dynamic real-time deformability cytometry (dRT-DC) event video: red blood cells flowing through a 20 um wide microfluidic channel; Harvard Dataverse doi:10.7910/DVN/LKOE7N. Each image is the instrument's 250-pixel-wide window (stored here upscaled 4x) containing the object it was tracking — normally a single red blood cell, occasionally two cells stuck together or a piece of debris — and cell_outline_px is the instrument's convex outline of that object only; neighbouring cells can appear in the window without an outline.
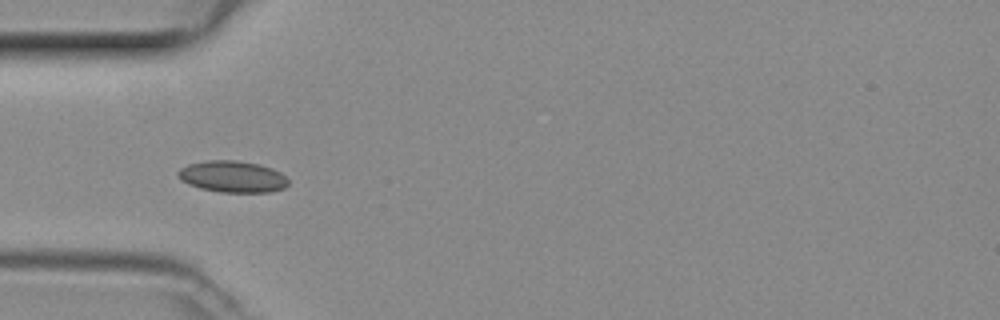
{"species": "common noctule bat (a hibernating species)", "species_latin": "Nyctalus noctula", "temperature_condition": "room temperature", "stored_images_in_passage": 30, "camera_frame_rate_fps": 3000, "um_per_image_px": 0.085, "animal": {"sex": "female", "body_mass_g": 29.2, "forearm_length_mm": 56.3}, "frame": {"image": 1, "passage_image": 3, "time_ms": 0.667, "image_size_px": [1000, 320], "cell_outline_px": [[288, 184], [284, 188], [268, 192], [220, 192], [200, 188], [188, 184], [180, 180], [176, 176], [176, 172], [180, 168], [188, 164], [204, 160], [236, 160], [260, 164], [272, 168], [280, 172], [288, 180]], "centroid_in_image_um": [19.72, 15.0], "position_along_channel_um": 65.3, "area_um2": 20.46}}
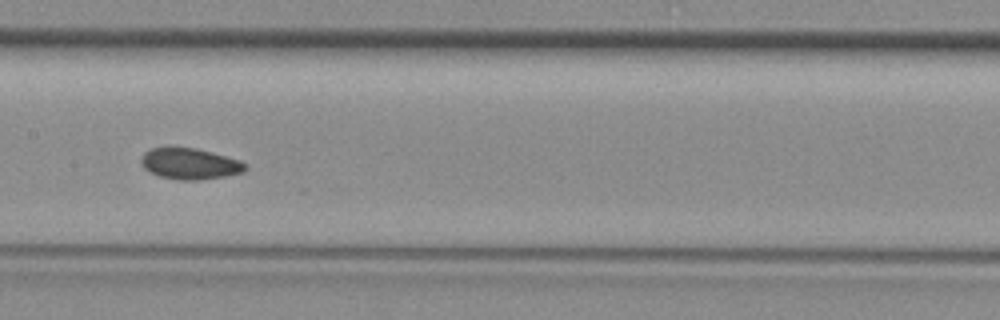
{"frame": {"image": 2, "passage_image": 12, "time_ms": 3.667, "image_size_px": [1000, 320], "cell_outline_px": [[248, 168], [244, 172], [224, 176], [200, 180], [180, 180], [160, 176], [144, 168], [140, 160], [144, 152], [152, 148], [168, 144], [196, 148], [212, 152], [240, 160], [248, 164]], "centroid_in_image_um": [16.13, 13.87], "position_along_channel_um": 191.3, "area_um2": 19.42}}
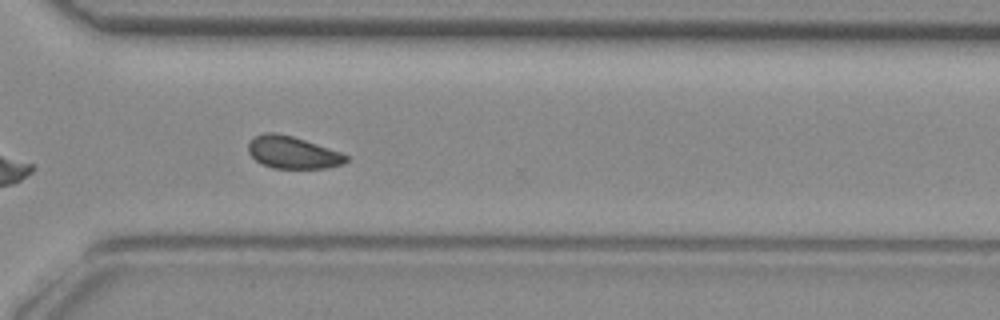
{"frame": {"image": 3, "passage_image": 23, "time_ms": 7.333, "image_size_px": [1000, 320], "cell_outline_px": [[348, 160], [344, 164], [328, 168], [272, 168], [256, 160], [248, 152], [248, 140], [252, 136], [264, 132], [276, 132], [292, 136], [340, 152], [348, 156]], "centroid_in_image_um": [24.84, 12.95], "position_along_channel_um": 345.8, "area_um2": 18.44}}